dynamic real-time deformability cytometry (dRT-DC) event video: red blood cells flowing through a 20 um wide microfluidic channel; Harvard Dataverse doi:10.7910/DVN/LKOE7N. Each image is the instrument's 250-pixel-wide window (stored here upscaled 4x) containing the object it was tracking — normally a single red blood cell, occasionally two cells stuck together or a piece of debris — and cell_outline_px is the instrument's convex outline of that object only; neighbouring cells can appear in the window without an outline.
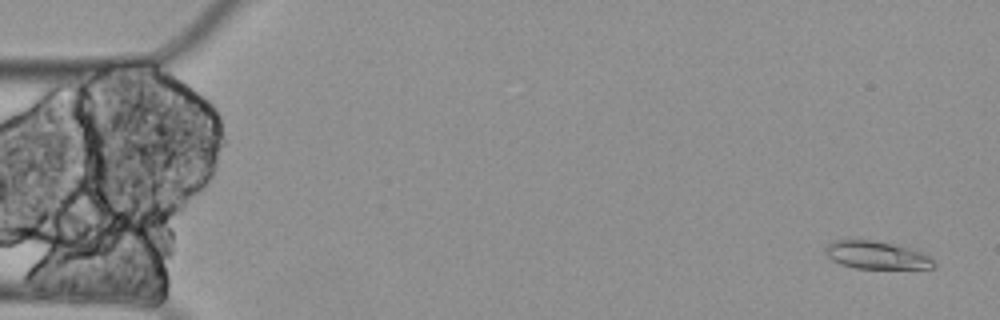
{"species": "Egyptian fruit bat (a non-hibernating species)", "species_latin": "Rousettus aegyptiacus", "temperature_condition": "cold", "stored_images_in_passage": 19, "camera_frame_rate_fps": 3000, "um_per_image_px": 0.085, "animal": {"sex": "female"}, "frame": {"image": 1, "passage_image": 3, "time_ms": 0.667, "image_size_px": [1000, 320], "cell_outline_px": [[936, 268], [856, 268], [840, 264], [832, 260], [824, 252], [828, 244], [832, 240], [872, 240], [892, 244], [924, 252], [936, 264]], "centroid_in_image_um": [74.5, 21.69], "position_along_channel_um": 10.5, "area_um2": 17.4}}
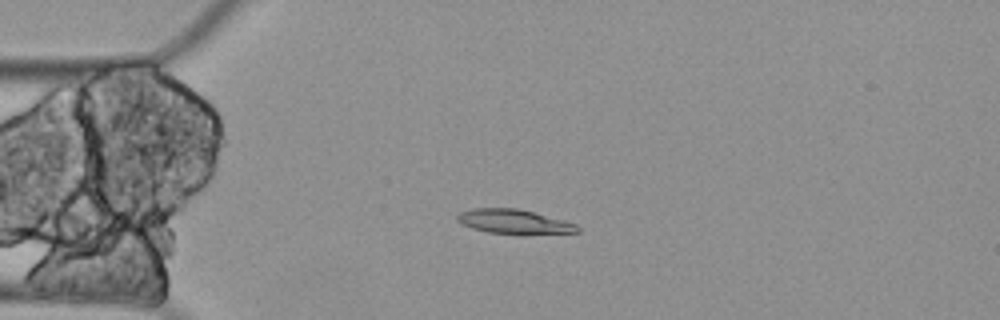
{"frame": {"image": 2, "passage_image": 15, "time_ms": 4.667, "image_size_px": [1000, 320], "cell_outline_px": [[580, 232], [488, 232], [472, 228], [460, 224], [456, 220], [456, 216], [460, 212], [472, 208], [516, 208], [564, 220], [576, 224], [580, 228]], "centroid_in_image_um": [43.6, 18.8], "position_along_channel_um": 41.4, "area_um2": 16.3}}